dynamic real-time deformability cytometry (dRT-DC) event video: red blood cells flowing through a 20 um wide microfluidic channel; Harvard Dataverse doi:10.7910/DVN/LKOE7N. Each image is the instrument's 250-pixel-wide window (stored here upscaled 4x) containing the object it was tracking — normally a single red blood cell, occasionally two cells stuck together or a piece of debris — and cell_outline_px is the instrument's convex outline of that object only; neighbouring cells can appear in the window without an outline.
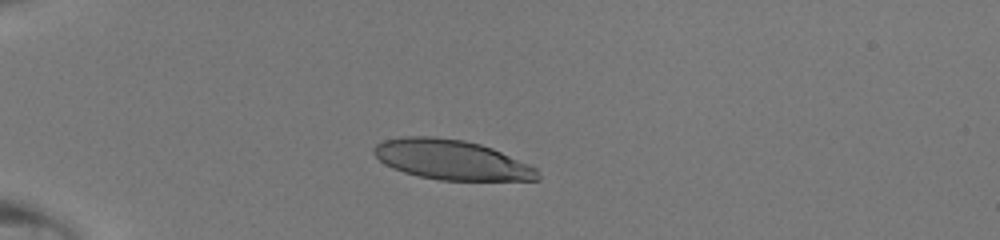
{"species": "human", "species_latin": "Homo sapiens", "temperature_condition": "room temperature", "stored_images_in_passage": 35, "camera_frame_rate_fps": 3000, "um_per_image_px": 0.085, "donor": {"sex": "male"}, "frame": {"image": 1, "passage_image": 1, "time_ms": 0.0, "image_size_px": [1000, 240], "cell_outline_px": [[540, 180], [440, 180], [420, 176], [404, 172], [392, 168], [384, 164], [372, 152], [372, 148], [376, 144], [384, 140], [400, 136], [436, 136], [464, 140], [480, 144], [492, 148], [528, 164], [536, 168], [540, 176]], "centroid_in_image_um": [38.34, 13.57], "position_along_channel_um": 46.7, "area_um2": 38.03}}
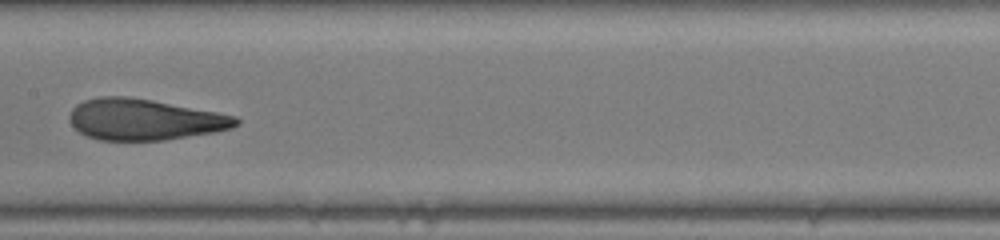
{"frame": {"image": 2, "passage_image": 14, "time_ms": 4.333, "image_size_px": [1000, 240], "cell_outline_px": [[240, 124], [232, 128], [216, 132], [164, 140], [100, 140], [88, 136], [80, 132], [72, 124], [68, 116], [72, 108], [76, 104], [84, 100], [100, 96], [128, 96], [152, 100], [216, 112], [236, 116], [240, 120]], "centroid_in_image_um": [12.28, 10.15], "position_along_channel_um": 195.1, "area_um2": 39.88}}
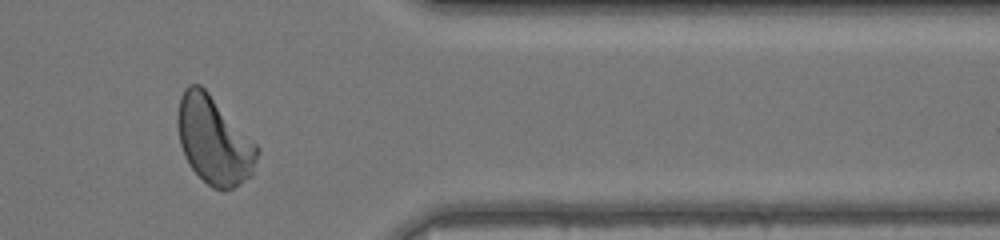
{"frame": {"image": 3, "passage_image": 28, "time_ms": 9.0, "image_size_px": [1000, 240], "cell_outline_px": [[260, 152], [252, 176], [232, 188], [224, 192], [212, 188], [192, 168], [184, 156], [180, 144], [176, 124], [176, 116], [180, 96], [184, 88], [188, 84], [200, 84], [208, 92], [260, 148]], "centroid_in_image_um": [18.18, 11.94], "position_along_channel_um": 393.2, "area_um2": 40.86}}